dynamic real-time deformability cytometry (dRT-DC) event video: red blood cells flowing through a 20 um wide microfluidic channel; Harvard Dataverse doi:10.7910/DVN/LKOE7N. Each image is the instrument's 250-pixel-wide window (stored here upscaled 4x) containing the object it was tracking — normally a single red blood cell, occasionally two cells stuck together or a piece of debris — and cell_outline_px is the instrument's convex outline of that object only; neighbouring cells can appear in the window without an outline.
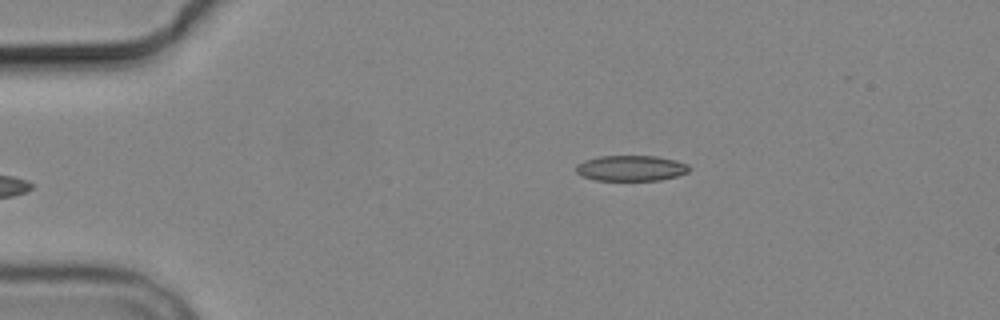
{"species": "common noctule bat (a hibernating species)", "species_latin": "Nyctalus noctula", "temperature_condition": "cold", "stored_images_in_passage": 5, "segment_of_instrument_passage": [2, 2], "camera_frame_rate_fps": 3000, "um_per_image_px": 0.085, "animal": {"sex": "male", "body_mass_g": 19.2, "forearm_length_mm": 51.8}, "frame": {"image": 1, "passage_image": 5, "time_ms": 5.0, "image_size_px": [1000, 320], "cell_outline_px": [[688, 172], [676, 176], [660, 180], [596, 180], [580, 176], [576, 172], [576, 164], [584, 160], [600, 156], [656, 156], [676, 160], [688, 164]], "centroid_in_image_um": [53.6, 14.29], "position_along_channel_um": 31.4, "area_um2": 16.88}}